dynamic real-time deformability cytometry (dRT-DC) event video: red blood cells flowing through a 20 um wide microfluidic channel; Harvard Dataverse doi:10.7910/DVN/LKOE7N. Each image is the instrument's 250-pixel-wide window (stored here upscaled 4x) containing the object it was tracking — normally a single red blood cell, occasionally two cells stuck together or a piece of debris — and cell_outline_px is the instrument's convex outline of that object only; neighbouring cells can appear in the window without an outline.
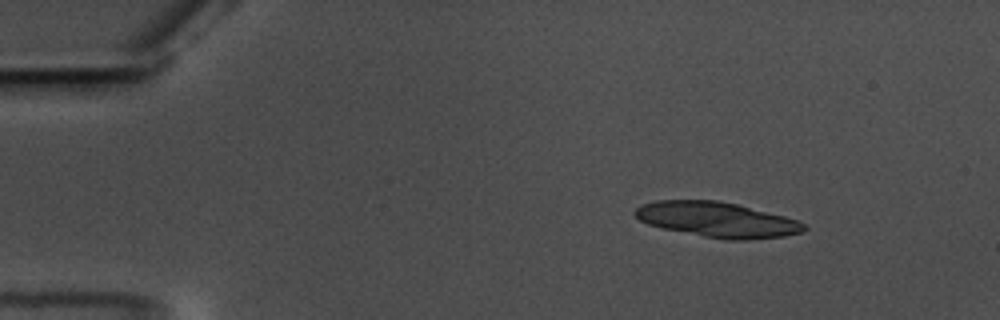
{"species": "common noctule bat (a hibernating species)", "species_latin": "Nyctalus noctula", "temperature_condition": "warm", "stored_images_in_passage": 51, "segment_of_instrument_passage": [1, 2], "camera_frame_rate_fps": 3000, "um_per_image_px": 0.085, "animal": {"sex": "male", "body_mass_g": 17.5, "forearm_length_mm": 52.3}, "frame": {"image": 1, "passage_image": 1, "time_ms": 0.0, "image_size_px": [1000, 320], "cell_outline_px": [[808, 228], [804, 232], [784, 236], [744, 240], [724, 240], [664, 228], [648, 224], [640, 220], [632, 212], [640, 204], [656, 200], [716, 200], [736, 204], [784, 216], [796, 220], [804, 224]], "centroid_in_image_um": [60.95, 18.67], "position_along_channel_um": 24.1, "area_um2": 34.45}}